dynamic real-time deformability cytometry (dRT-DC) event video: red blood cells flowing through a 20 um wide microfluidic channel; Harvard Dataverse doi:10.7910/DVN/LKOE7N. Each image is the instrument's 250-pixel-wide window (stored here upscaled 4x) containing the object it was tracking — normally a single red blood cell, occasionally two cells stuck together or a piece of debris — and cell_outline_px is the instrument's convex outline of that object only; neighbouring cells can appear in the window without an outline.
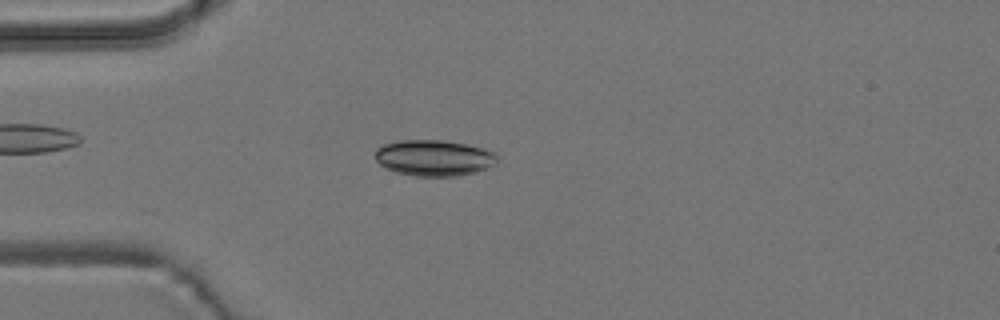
{"species": "common noctule bat (a hibernating species)", "species_latin": "Nyctalus noctula", "temperature_condition": "room temperature", "stored_images_in_passage": 3, "camera_frame_rate_fps": 3000, "um_per_image_px": 0.085, "animal": {"sex": "male", "body_mass_g": 19.2, "forearm_length_mm": 51.8}, "frame": {"image": 1, "passage_image": 2, "time_ms": 3.0, "image_size_px": [1000, 320], "cell_outline_px": [[496, 164], [488, 168], [476, 172], [456, 176], [412, 176], [396, 172], [384, 168], [376, 160], [376, 148], [384, 144], [400, 140], [444, 140], [484, 148], [492, 152], [496, 156]], "centroid_in_image_um": [36.87, 13.43], "position_along_channel_um": 48.1, "area_um2": 25.66}}